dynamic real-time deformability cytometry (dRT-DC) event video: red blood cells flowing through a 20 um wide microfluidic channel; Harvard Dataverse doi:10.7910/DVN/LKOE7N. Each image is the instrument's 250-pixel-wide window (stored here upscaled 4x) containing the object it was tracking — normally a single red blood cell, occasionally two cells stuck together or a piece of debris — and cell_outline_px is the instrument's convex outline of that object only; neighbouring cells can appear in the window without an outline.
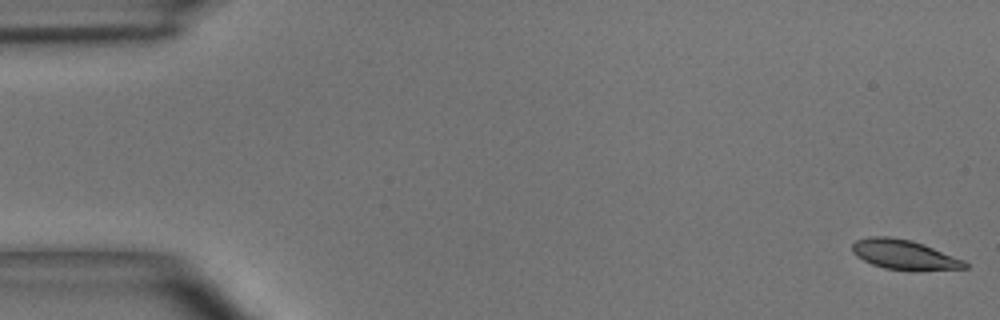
{"species": "common noctule bat (a hibernating species)", "species_latin": "Nyctalus noctula", "temperature_condition": "room temperature", "stored_images_in_passage": 4, "camera_frame_rate_fps": 3000, "um_per_image_px": 0.085, "animal": {"sex": "male", "body_mass_g": 15.6}, "frame": {"image": 1, "passage_image": 1, "time_ms": 0.0, "image_size_px": [1000, 320], "cell_outline_px": [[968, 268], [884, 268], [872, 264], [856, 256], [852, 252], [852, 244], [856, 240], [868, 236], [888, 236], [912, 240], [924, 244], [964, 260], [968, 264]], "centroid_in_image_um": [76.78, 21.58], "position_along_channel_um": 8.2, "area_um2": 18.73}}